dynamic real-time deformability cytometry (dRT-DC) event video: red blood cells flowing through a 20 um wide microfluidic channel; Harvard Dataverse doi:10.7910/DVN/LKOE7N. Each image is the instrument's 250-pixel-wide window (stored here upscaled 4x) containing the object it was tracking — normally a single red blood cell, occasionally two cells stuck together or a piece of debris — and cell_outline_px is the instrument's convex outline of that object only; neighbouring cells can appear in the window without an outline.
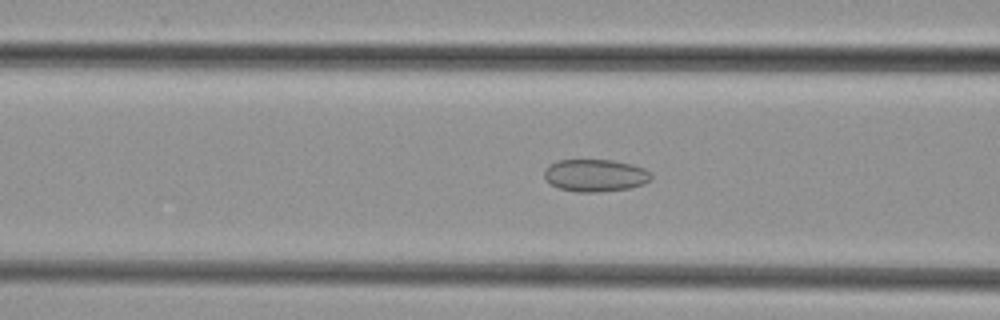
{"species": "common noctule bat (a hibernating species)", "species_latin": "Nyctalus noctula", "temperature_condition": "cold", "stored_images_in_passage": 47, "camera_frame_rate_fps": 3000, "um_per_image_px": 0.085, "animal": {"sex": "female", "body_mass_g": 29.2, "forearm_length_mm": 56.3}, "frame": {"image": 1, "passage_image": 18, "time_ms": 5.667, "image_size_px": [1000, 320], "cell_outline_px": [[652, 180], [644, 184], [628, 188], [596, 192], [576, 192], [560, 188], [552, 184], [544, 176], [544, 172], [548, 164], [556, 160], [612, 160], [632, 164], [644, 168], [652, 172]], "centroid_in_image_um": [50.63, 14.9], "position_along_channel_um": 116.0, "area_um2": 20.23}}
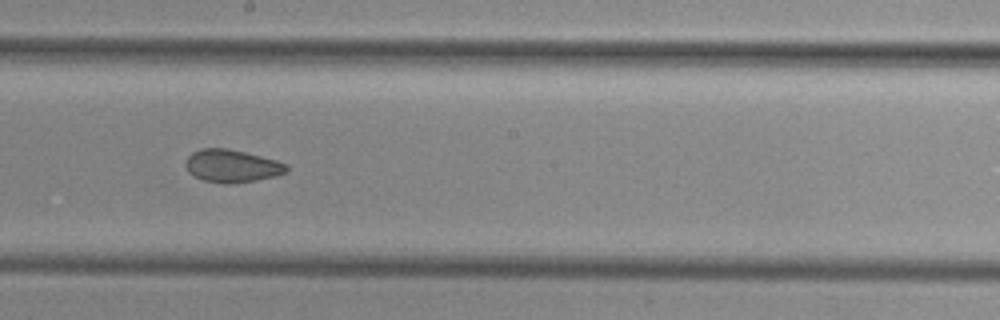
{"frame": {"image": 2, "passage_image": 26, "time_ms": 8.333, "image_size_px": [1000, 320], "cell_outline_px": [[288, 172], [276, 176], [256, 180], [232, 184], [224, 184], [204, 180], [188, 172], [184, 164], [188, 156], [192, 152], [200, 148], [228, 148], [276, 160], [288, 164]], "centroid_in_image_um": [19.72, 14.11], "position_along_channel_um": 228.5, "area_um2": 19.36}}
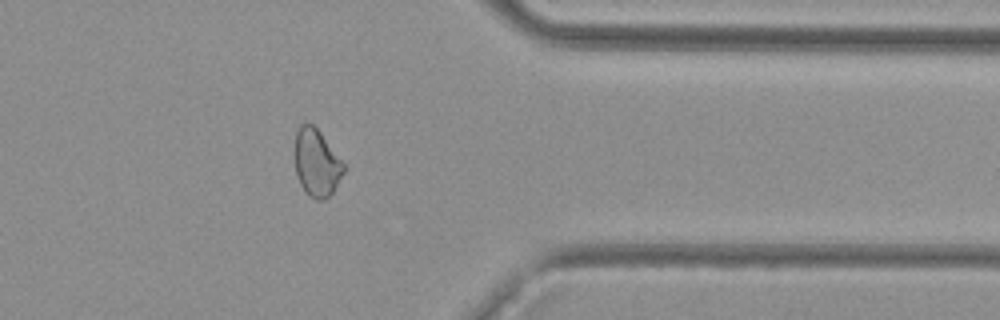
{"frame": {"image": 3, "passage_image": 38, "time_ms": 12.333, "image_size_px": [1000, 320], "cell_outline_px": [[348, 168], [332, 192], [324, 200], [316, 200], [308, 196], [304, 192], [300, 184], [296, 172], [296, 132], [300, 124], [312, 124], [320, 132]], "centroid_in_image_um": [26.94, 13.88], "position_along_channel_um": 384.5, "area_um2": 19.13}}